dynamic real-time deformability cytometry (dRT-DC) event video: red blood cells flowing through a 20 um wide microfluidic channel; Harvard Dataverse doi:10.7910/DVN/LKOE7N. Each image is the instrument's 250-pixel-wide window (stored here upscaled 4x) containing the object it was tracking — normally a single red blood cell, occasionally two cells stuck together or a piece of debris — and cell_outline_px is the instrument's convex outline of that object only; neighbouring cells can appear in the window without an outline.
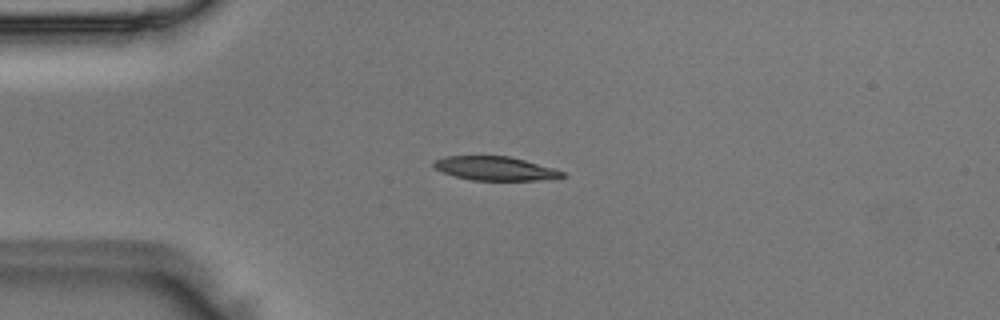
{"species": "Egyptian fruit bat (a non-hibernating species)", "species_latin": "Rousettus aegyptiacus", "temperature_condition": "room temperature", "stored_images_in_passage": 44, "camera_frame_rate_fps": 3000, "um_per_image_px": 0.085, "animal": {"sex": "male"}, "frame": {"image": 1, "passage_image": 8, "time_ms": 2.333, "image_size_px": [1000, 320], "cell_outline_px": [[564, 176], [536, 180], [472, 180], [456, 176], [444, 172], [436, 168], [432, 164], [436, 160], [444, 156], [508, 156], [524, 160], [552, 168], [564, 172]], "centroid_in_image_um": [42.05, 14.31], "position_along_channel_um": 43.0, "area_um2": 17.4}}
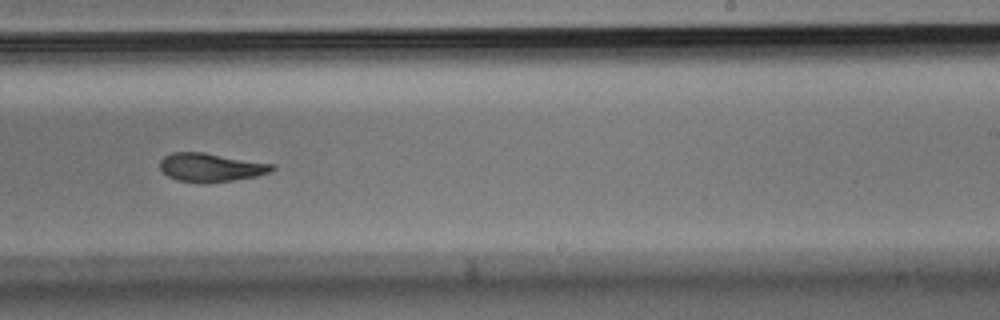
{"frame": {"image": 2, "passage_image": 26, "time_ms": 8.333, "image_size_px": [1000, 320], "cell_outline_px": [[276, 168], [272, 172], [256, 176], [208, 184], [200, 184], [176, 180], [168, 176], [160, 168], [160, 160], [164, 156], [172, 152], [204, 152], [276, 164]], "centroid_in_image_um": [17.94, 14.24], "position_along_channel_um": 271.1, "area_um2": 19.07}}
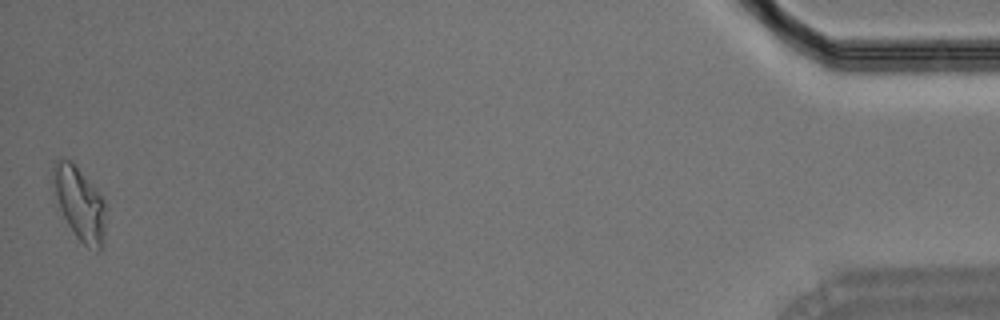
{"frame": {"image": 3, "passage_image": 44, "time_ms": 14.333, "image_size_px": [1000, 320], "cell_outline_px": [[104, 248], [96, 252], [88, 248], [76, 236], [68, 224], [52, 192], [52, 164], [56, 160], [72, 160], [76, 164], [96, 188], [104, 200]], "centroid_in_image_um": [6.75, 17.28], "position_along_channel_um": 428.5, "area_um2": 22.72}}